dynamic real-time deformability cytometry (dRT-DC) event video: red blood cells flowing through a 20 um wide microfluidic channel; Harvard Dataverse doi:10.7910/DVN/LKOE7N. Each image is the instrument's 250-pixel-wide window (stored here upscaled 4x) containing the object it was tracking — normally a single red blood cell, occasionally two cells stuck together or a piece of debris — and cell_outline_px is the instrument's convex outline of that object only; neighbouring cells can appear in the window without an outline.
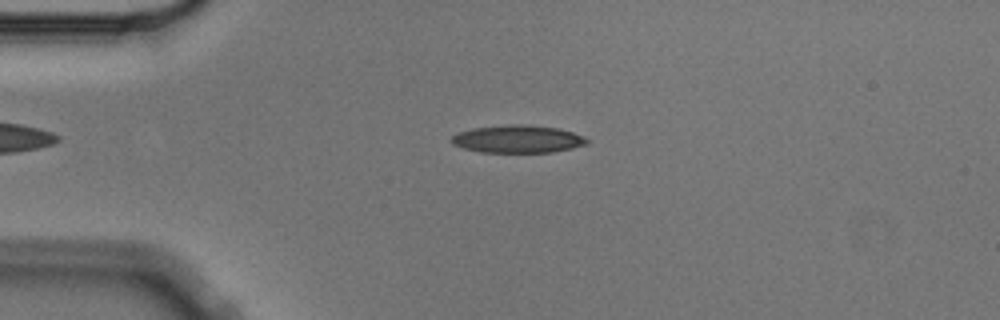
{"species": "Egyptian fruit bat (a non-hibernating species)", "species_latin": "Rousettus aegyptiacus", "temperature_condition": "cold", "stored_images_in_passage": 6, "camera_frame_rate_fps": 3000, "um_per_image_px": 0.085, "animal": {"sex": "male"}, "frame": {"image": 1, "passage_image": 2, "time_ms": 0.333, "image_size_px": [1000, 320], "cell_outline_px": [[592, 140], [588, 144], [572, 148], [552, 152], [480, 152], [464, 148], [452, 144], [448, 140], [452, 136], [460, 132], [472, 128], [508, 124], [524, 124], [556, 128], [572, 132], [584, 136]], "centroid_in_image_um": [44.02, 11.82], "position_along_channel_um": 41.0, "area_um2": 21.96}}
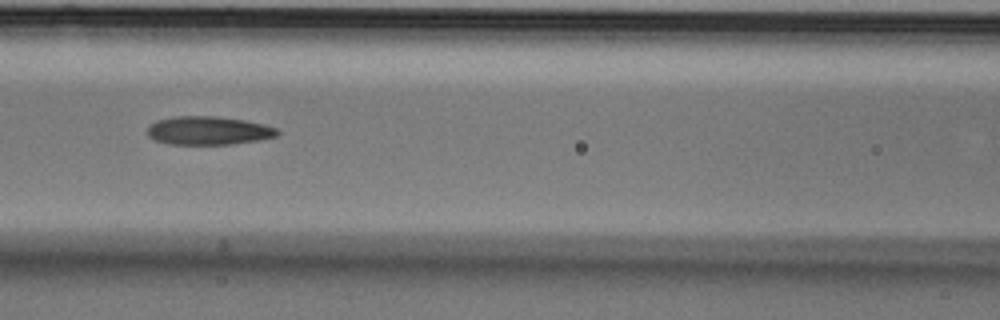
{"frame": {"image": 2, "passage_image": 5, "time_ms": 1.333, "image_size_px": [1000, 320], "cell_outline_px": [[280, 132], [276, 136], [260, 140], [232, 144], [168, 144], [152, 140], [148, 136], [148, 124], [156, 120], [172, 116], [216, 116], [244, 120], [264, 124], [276, 128]], "centroid_in_image_um": [17.67, 11.1], "position_along_channel_um": 148.9, "area_um2": 21.79}}
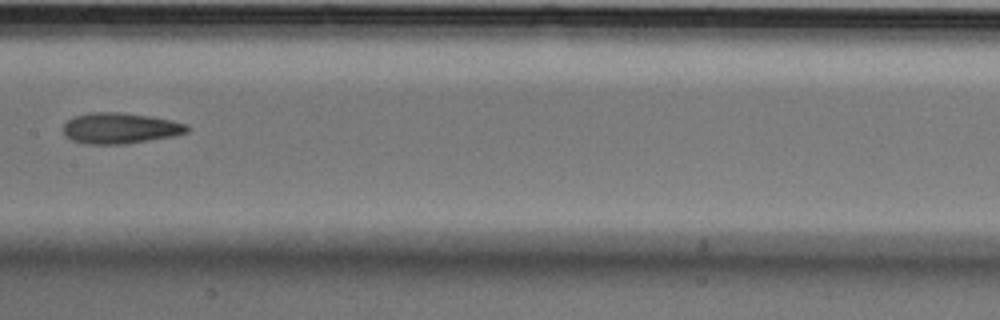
{"frame": {"image": 3, "passage_image": 6, "time_ms": 1.667, "image_size_px": [1000, 320], "cell_outline_px": [[192, 128], [188, 132], [176, 136], [124, 144], [88, 144], [72, 140], [64, 132], [64, 124], [68, 120], [76, 116], [88, 112], [120, 112], [152, 116], [172, 120], [188, 124]], "centroid_in_image_um": [10.29, 10.89], "position_along_channel_um": 197.1, "area_um2": 22.43}}